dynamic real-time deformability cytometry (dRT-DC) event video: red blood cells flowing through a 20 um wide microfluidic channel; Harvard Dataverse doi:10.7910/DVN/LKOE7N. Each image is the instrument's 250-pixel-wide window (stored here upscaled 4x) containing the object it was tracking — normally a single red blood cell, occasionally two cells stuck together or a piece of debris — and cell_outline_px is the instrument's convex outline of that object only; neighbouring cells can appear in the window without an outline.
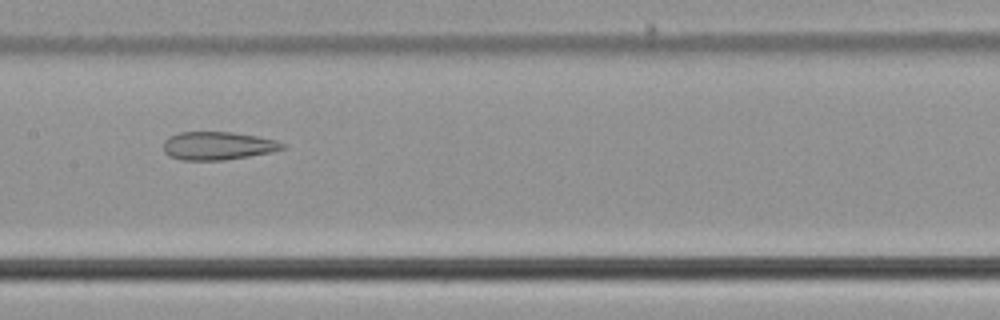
{"species": "common noctule bat (a hibernating species)", "species_latin": "Nyctalus noctula", "temperature_condition": "cold", "stored_images_in_passage": 49, "camera_frame_rate_fps": 3000, "um_per_image_px": 0.085, "animal": {"sex": "male", "body_mass_g": 21.5, "forearm_length_mm": 52.0}, "frame": {"image": 1, "passage_image": 25, "time_ms": 8.0, "image_size_px": [1000, 320], "cell_outline_px": [[288, 148], [248, 156], [224, 160], [180, 160], [168, 156], [164, 152], [164, 140], [168, 136], [180, 132], [232, 132], [256, 136], [276, 140], [284, 144]], "centroid_in_image_um": [18.47, 12.39], "position_along_channel_um": 188.9, "area_um2": 19.54}}
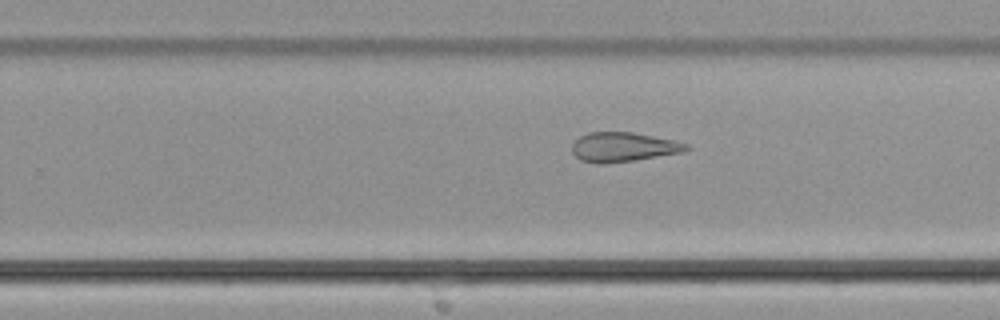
{"frame": {"image": 2, "passage_image": 32, "time_ms": 10.333, "image_size_px": [1000, 320], "cell_outline_px": [[692, 148], [684, 152], [632, 160], [604, 164], [596, 164], [580, 160], [572, 152], [572, 144], [580, 136], [588, 132], [632, 132], [676, 140], [688, 144]], "centroid_in_image_um": [52.99, 12.49], "position_along_channel_um": 276.8, "area_um2": 19.71}}
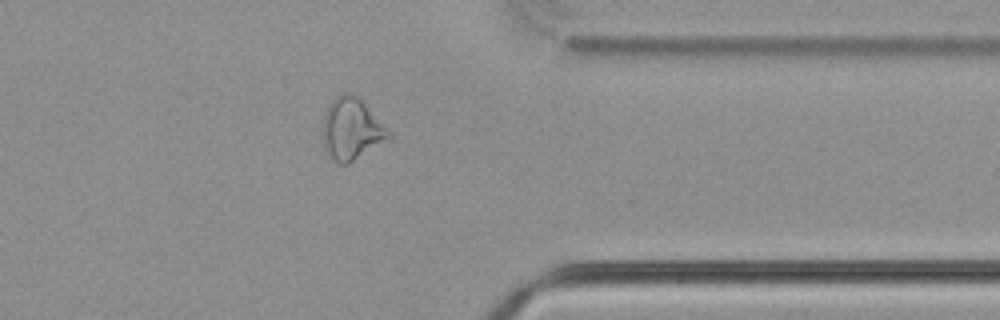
{"frame": {"image": 3, "passage_image": 41, "time_ms": 13.333, "image_size_px": [1000, 320], "cell_outline_px": [[392, 136], [388, 140], [348, 164], [340, 164], [324, 148], [324, 116], [328, 104], [336, 96], [344, 92], [352, 92], [360, 96], [388, 128]], "centroid_in_image_um": [29.93, 10.91], "position_along_channel_um": 381.5, "area_um2": 23.81}}